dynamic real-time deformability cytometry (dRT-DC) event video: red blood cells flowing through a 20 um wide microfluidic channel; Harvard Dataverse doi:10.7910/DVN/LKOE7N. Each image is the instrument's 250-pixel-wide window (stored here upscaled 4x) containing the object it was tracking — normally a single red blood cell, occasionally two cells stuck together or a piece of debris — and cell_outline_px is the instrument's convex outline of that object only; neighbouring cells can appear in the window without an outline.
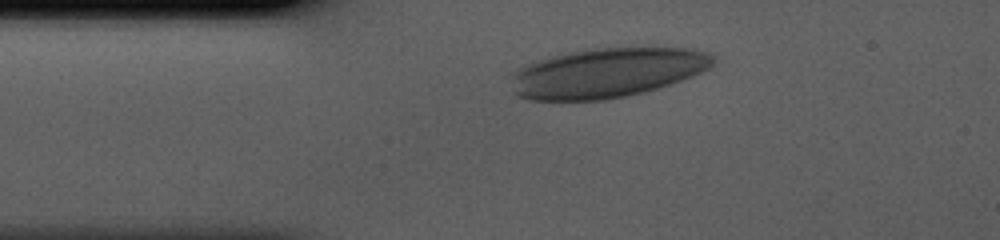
{"species": "human", "species_latin": "Homo sapiens", "temperature_condition": "cold", "stored_images_in_passage": 38, "camera_frame_rate_fps": 3000, "um_per_image_px": 0.085, "donor": {"sex": "male"}, "frame": {"image": 1, "passage_image": 6, "time_ms": 1.667, "image_size_px": [1000, 240], "cell_outline_px": [[716, 60], [708, 68], [692, 76], [644, 92], [604, 100], [532, 100], [520, 96], [516, 92], [516, 72], [520, 68], [540, 60], [572, 52], [592, 48], [688, 48], [708, 52]], "centroid_in_image_um": [51.69, 6.18], "position_along_channel_um": 33.3, "area_um2": 56.93}}
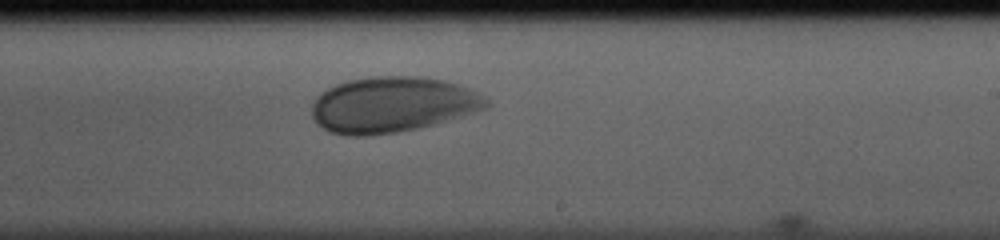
{"frame": {"image": 2, "passage_image": 24, "time_ms": 7.667, "image_size_px": [1000, 240], "cell_outline_px": [[488, 104], [484, 108], [432, 124], [416, 128], [396, 132], [368, 136], [348, 136], [332, 132], [316, 124], [312, 116], [312, 104], [316, 96], [328, 88], [336, 84], [348, 80], [376, 76], [412, 76], [440, 80], [456, 84], [468, 88], [488, 100]], "centroid_in_image_um": [33.25, 8.9], "position_along_channel_um": 255.7, "area_um2": 55.72}}
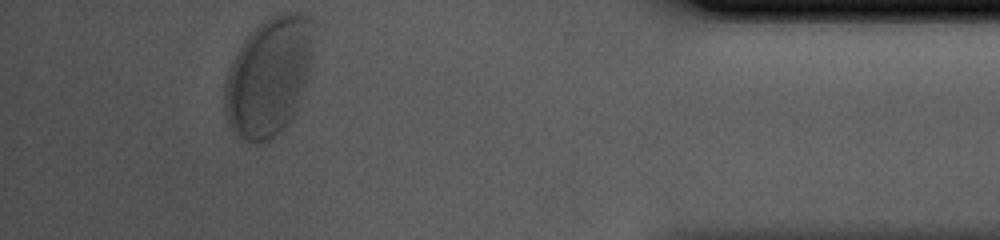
{"frame": {"image": 3, "passage_image": 38, "time_ms": 12.333, "image_size_px": [1000, 240], "cell_outline_px": [[312, 48], [304, 84], [296, 112], [280, 132], [268, 140], [256, 144], [232, 132], [228, 124], [224, 108], [224, 84], [232, 60], [236, 52], [244, 40], [260, 24], [276, 16], [288, 12], [308, 12], [312, 16]], "centroid_in_image_um": [22.82, 6.52], "position_along_channel_um": 412.4, "area_um2": 60.86}}